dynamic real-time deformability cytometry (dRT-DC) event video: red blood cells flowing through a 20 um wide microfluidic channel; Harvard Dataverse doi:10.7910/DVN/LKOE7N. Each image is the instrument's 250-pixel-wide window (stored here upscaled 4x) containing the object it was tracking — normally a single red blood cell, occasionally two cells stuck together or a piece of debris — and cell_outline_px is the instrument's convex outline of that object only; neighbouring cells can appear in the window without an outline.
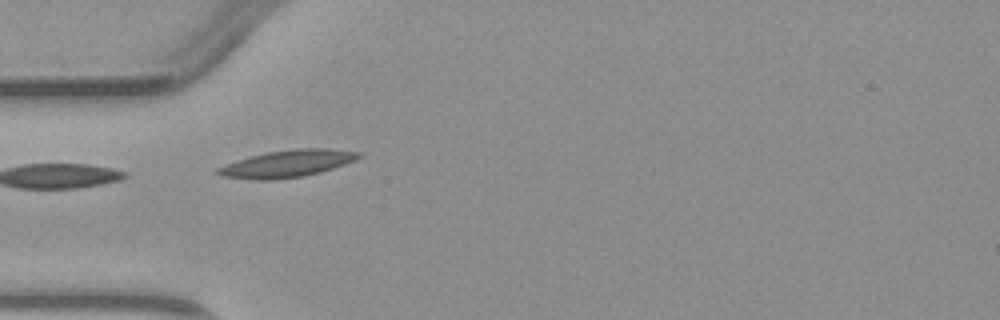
{"species": "common noctule bat (a hibernating species)", "species_latin": "Nyctalus noctula", "temperature_condition": "warm", "stored_images_in_passage": 7, "camera_frame_rate_fps": 3000, "um_per_image_px": 0.085, "animal": {"sex": "male", "body_mass_g": 23.1, "forearm_length_mm": 52.7}, "frame": {"image": 1, "passage_image": 5, "time_ms": 4.667, "image_size_px": [1000, 320], "cell_outline_px": [[364, 156], [356, 160], [320, 172], [304, 176], [272, 180], [256, 180], [220, 176], [212, 172], [216, 168], [252, 156], [268, 152], [296, 148], [328, 148], [360, 152]], "centroid_in_image_um": [24.43, 13.91], "position_along_channel_um": 60.6, "area_um2": 22.2}}
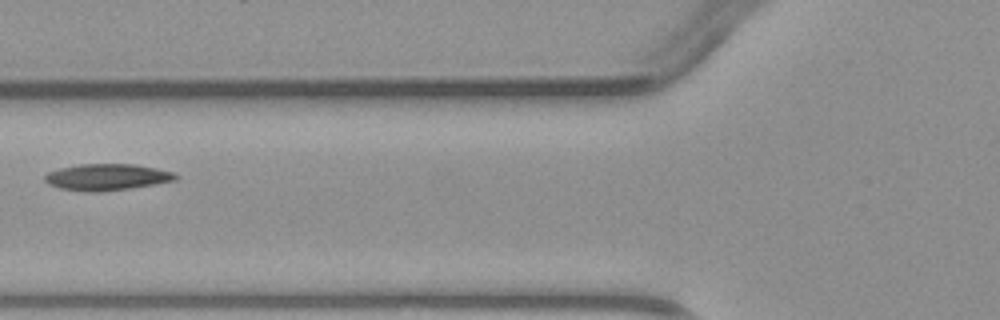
{"frame": {"image": 2, "passage_image": 6, "time_ms": 6.0, "image_size_px": [1000, 320], "cell_outline_px": [[180, 176], [176, 180], [128, 188], [100, 192], [88, 192], [60, 188], [48, 184], [44, 180], [44, 176], [48, 172], [60, 168], [80, 164], [136, 164], [156, 168], [172, 172]], "centroid_in_image_um": [9.07, 15.05], "position_along_channel_um": 116.7, "area_um2": 20.06}}
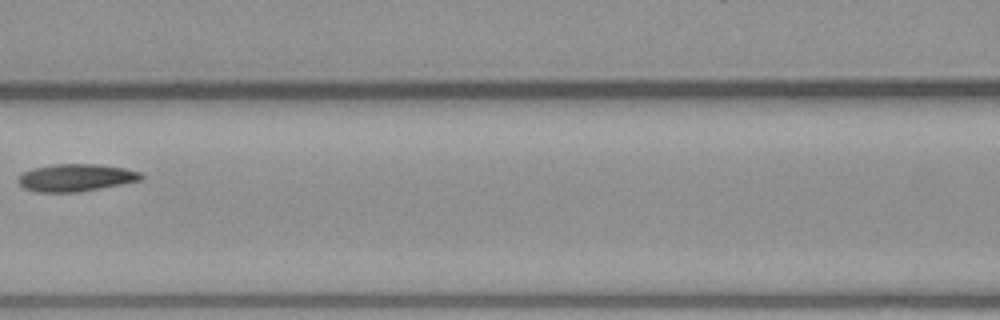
{"frame": {"image": 3, "passage_image": 7, "time_ms": 7.0, "image_size_px": [1000, 320], "cell_outline_px": [[144, 176], [140, 180], [100, 188], [76, 192], [36, 192], [24, 188], [16, 180], [16, 176], [32, 168], [52, 164], [96, 164], [124, 168], [140, 172]], "centroid_in_image_um": [6.38, 15.09], "position_along_channel_um": 160.2, "area_um2": 19.59}}